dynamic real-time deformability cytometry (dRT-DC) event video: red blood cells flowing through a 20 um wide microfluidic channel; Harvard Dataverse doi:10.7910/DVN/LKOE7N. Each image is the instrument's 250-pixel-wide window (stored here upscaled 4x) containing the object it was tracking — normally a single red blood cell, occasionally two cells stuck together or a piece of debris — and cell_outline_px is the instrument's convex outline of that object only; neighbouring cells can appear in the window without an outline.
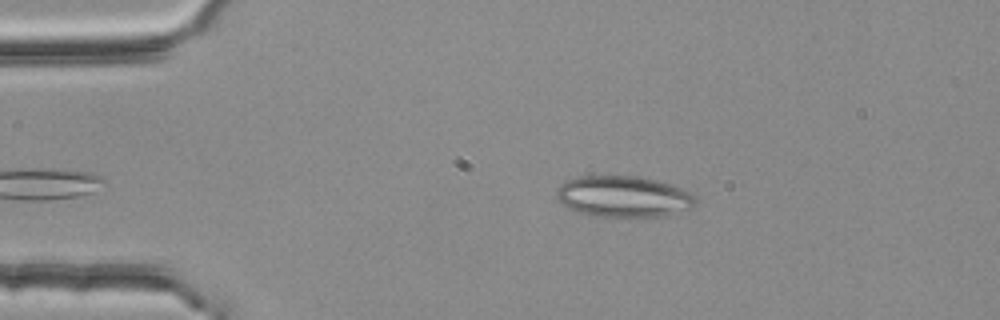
{"species": "common noctule bat (a hibernating species)", "species_latin": "Nyctalus noctula", "temperature_condition": "room temperature", "stored_images_in_passage": 36, "camera_frame_rate_fps": 3000, "um_per_image_px": 0.085, "animal": {"sex": "female", "body_mass_g": 25.1}, "frame": {"image": 1, "passage_image": 4, "time_ms": 1.0, "image_size_px": [1000, 320], "cell_outline_px": [[696, 200], [692, 208], [664, 216], [596, 216], [580, 212], [568, 208], [556, 200], [556, 192], [560, 184], [568, 180], [580, 176], [636, 176], [656, 180], [692, 192], [696, 196]], "centroid_in_image_um": [52.99, 16.7], "position_along_channel_um": 32.0, "area_um2": 33.23}}
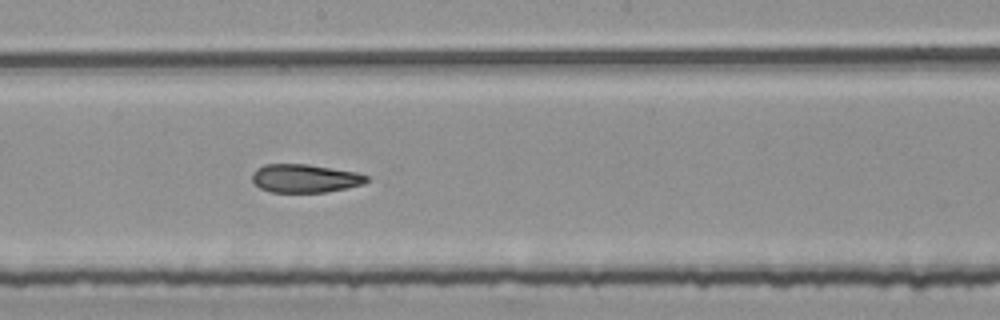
{"frame": {"image": 2, "passage_image": 23, "time_ms": 7.333, "image_size_px": [1000, 320], "cell_outline_px": [[368, 180], [364, 184], [324, 192], [272, 192], [260, 188], [252, 180], [252, 172], [256, 168], [264, 164], [308, 164], [356, 172], [368, 176]], "centroid_in_image_um": [25.89, 15.15], "position_along_channel_um": 222.3, "area_um2": 18.84}}
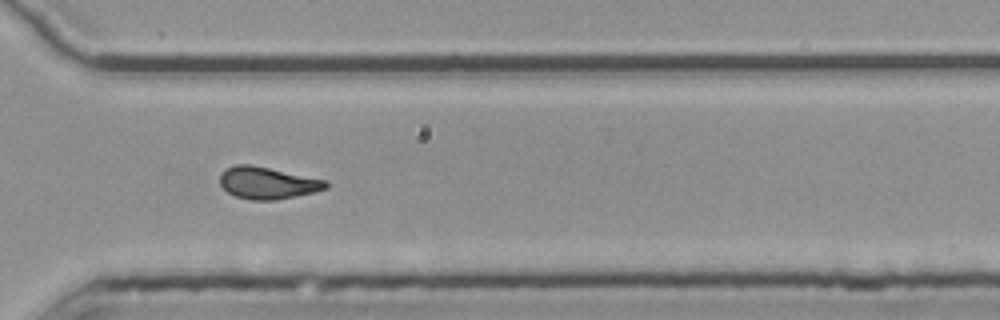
{"frame": {"image": 3, "passage_image": 33, "time_ms": 10.667, "image_size_px": [1000, 320], "cell_outline_px": [[328, 188], [312, 192], [276, 200], [252, 200], [236, 196], [228, 192], [220, 184], [220, 176], [228, 168], [236, 164], [252, 164], [328, 180]], "centroid_in_image_um": [22.77, 15.54], "position_along_channel_um": 347.8, "area_um2": 19.65}, "authors_computed_cell_mechanics": {"area_um2": 19.7965, "velocity_mm_per_s": 3.7741, "shape_relaxation_time_tau1_ms": null, "shape_relaxation_time_tau2_ms": 2.2298, "deformation_change_tau1": null, "deformation_change_tau2": 0.1017}}